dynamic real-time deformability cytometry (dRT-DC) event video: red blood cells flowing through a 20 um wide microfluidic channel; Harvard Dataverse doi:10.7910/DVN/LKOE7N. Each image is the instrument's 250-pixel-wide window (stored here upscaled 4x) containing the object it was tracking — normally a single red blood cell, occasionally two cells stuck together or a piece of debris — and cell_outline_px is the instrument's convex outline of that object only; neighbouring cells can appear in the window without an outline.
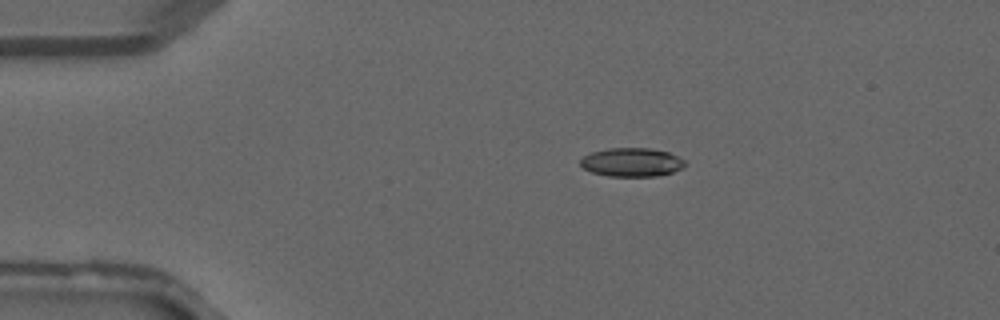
{"species": "common noctule bat (a hibernating species)", "species_latin": "Nyctalus noctula", "temperature_condition": "warm", "stored_images_in_passage": 36, "camera_frame_rate_fps": 3000, "um_per_image_px": 0.085, "animal": {"sex": "male", "forearm_length_mm": 52.5}, "frame": {"image": 1, "passage_image": 4, "time_ms": 1.0, "image_size_px": [1000, 320], "cell_outline_px": [[684, 164], [680, 168], [672, 172], [656, 176], [608, 176], [592, 172], [584, 168], [580, 164], [580, 160], [584, 156], [592, 152], [608, 148], [648, 148], [668, 152], [684, 160]], "centroid_in_image_um": [53.66, 13.79], "position_along_channel_um": 31.3, "area_um2": 17.22}}
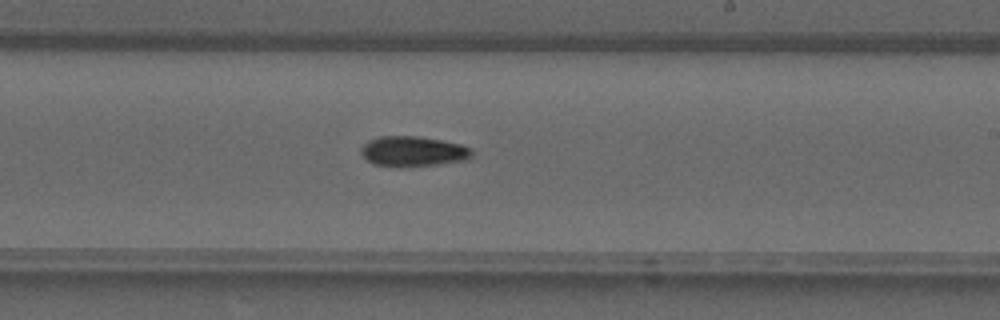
{"frame": {"image": 2, "passage_image": 20, "time_ms": 6.333, "image_size_px": [1000, 320], "cell_outline_px": [[472, 156], [468, 160], [408, 168], [400, 168], [372, 164], [360, 152], [360, 148], [368, 140], [380, 136], [420, 136], [460, 144], [468, 148], [472, 152]], "centroid_in_image_um": [35.08, 12.89], "position_along_channel_um": 253.9, "area_um2": 19.83}}
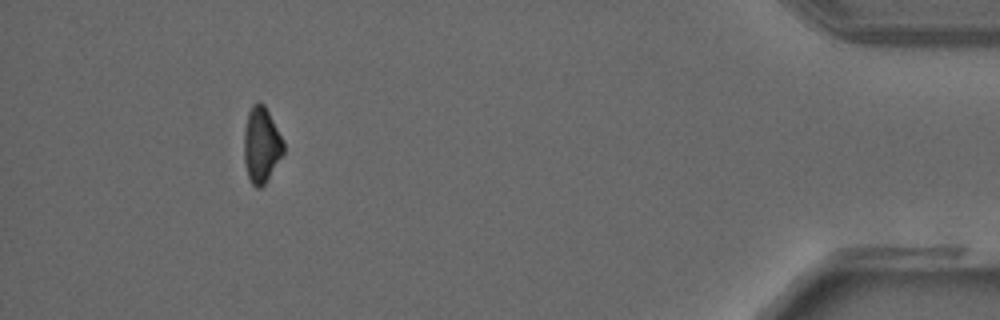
{"frame": {"image": 3, "passage_image": 33, "time_ms": 10.667, "image_size_px": [1000, 320], "cell_outline_px": [[284, 152], [264, 184], [260, 188], [256, 188], [252, 184], [248, 176], [244, 160], [244, 132], [248, 112], [252, 104], [260, 100], [264, 104], [284, 140]], "centroid_in_image_um": [22.21, 12.28], "position_along_channel_um": 413.0, "area_um2": 17.4}}